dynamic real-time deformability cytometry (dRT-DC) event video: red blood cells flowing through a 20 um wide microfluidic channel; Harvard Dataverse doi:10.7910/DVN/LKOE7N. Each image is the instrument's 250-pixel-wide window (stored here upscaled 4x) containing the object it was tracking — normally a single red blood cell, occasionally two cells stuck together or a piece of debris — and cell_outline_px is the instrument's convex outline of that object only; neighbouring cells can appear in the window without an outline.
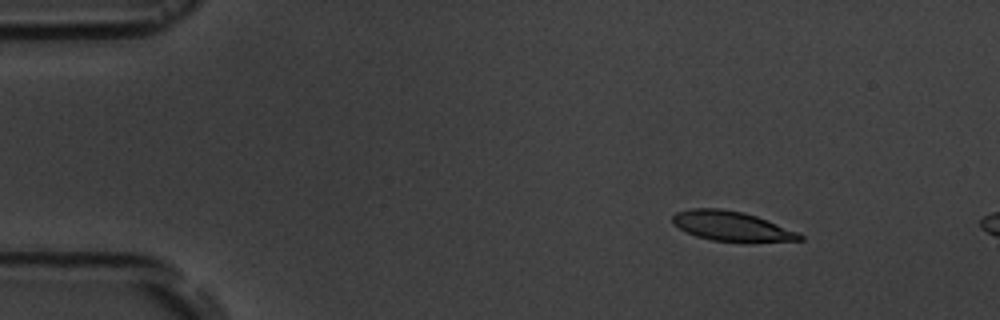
{"species": "common noctule bat (a hibernating species)", "species_latin": "Nyctalus noctula", "temperature_condition": "room temperature", "stored_images_in_passage": 5, "camera_frame_rate_fps": 3000, "um_per_image_px": 0.085, "animal": {"sex": "male", "body_mass_g": 19.5, "forearm_length_mm": 54.6}, "frame": {"image": 1, "passage_image": 3, "time_ms": 2.333, "image_size_px": [1000, 320], "cell_outline_px": [[804, 240], [744, 244], [712, 240], [696, 236], [672, 224], [672, 216], [676, 212], [692, 208], [720, 208], [744, 212], [756, 216], [796, 232], [804, 236]], "centroid_in_image_um": [62.2, 19.26], "position_along_channel_um": 22.8, "area_um2": 22.48}}